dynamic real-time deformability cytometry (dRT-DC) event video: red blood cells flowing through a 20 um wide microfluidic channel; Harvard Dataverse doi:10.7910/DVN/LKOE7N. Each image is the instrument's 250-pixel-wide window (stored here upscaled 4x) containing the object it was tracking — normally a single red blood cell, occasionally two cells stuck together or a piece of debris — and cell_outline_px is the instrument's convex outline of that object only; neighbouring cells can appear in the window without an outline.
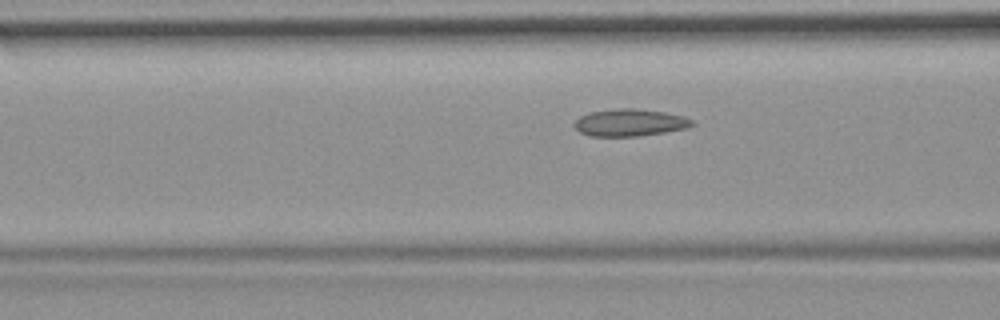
{"species": "common noctule bat (a hibernating species)", "species_latin": "Nyctalus noctula", "temperature_condition": "room temperature", "stored_images_in_passage": 36, "camera_frame_rate_fps": 3000, "um_per_image_px": 0.085, "animal": {"sex": "female", "body_mass_g": 19.9}, "frame": {"image": 1, "passage_image": 8, "time_ms": 2.333, "image_size_px": [1000, 320], "cell_outline_px": [[696, 124], [688, 128], [664, 132], [636, 136], [588, 136], [580, 132], [572, 124], [580, 116], [592, 112], [620, 108], [636, 108], [664, 112], [684, 116], [692, 120]], "centroid_in_image_um": [53.55, 10.42], "position_along_channel_um": 113.1, "area_um2": 18.61}}
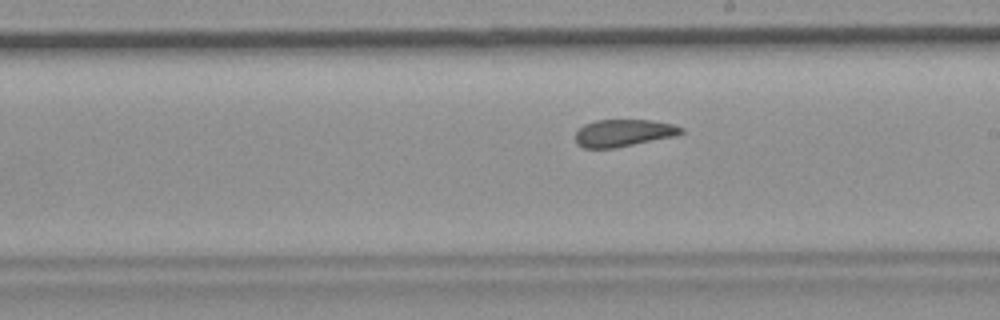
{"frame": {"image": 2, "passage_image": 18, "time_ms": 5.667, "image_size_px": [1000, 320], "cell_outline_px": [[684, 132], [676, 136], [616, 148], [584, 148], [576, 144], [576, 132], [584, 124], [596, 120], [652, 120], [672, 124], [684, 128]], "centroid_in_image_um": [53.01, 11.3], "position_along_channel_um": 236.0, "area_um2": 16.88}}
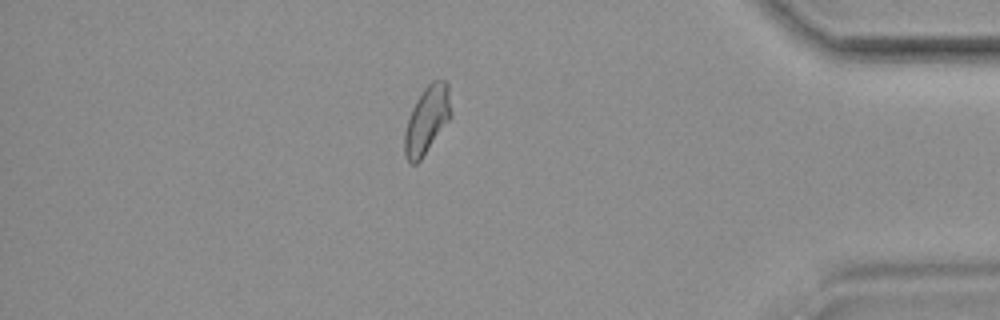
{"frame": {"image": 3, "passage_image": 34, "time_ms": 11.0, "image_size_px": [1000, 320], "cell_outline_px": [[452, 116], [420, 160], [416, 164], [408, 164], [404, 156], [404, 132], [408, 116], [416, 100], [424, 88], [432, 80], [448, 80], [452, 112]], "centroid_in_image_um": [36.29, 10.18], "position_along_channel_um": 398.9, "area_um2": 18.55}}